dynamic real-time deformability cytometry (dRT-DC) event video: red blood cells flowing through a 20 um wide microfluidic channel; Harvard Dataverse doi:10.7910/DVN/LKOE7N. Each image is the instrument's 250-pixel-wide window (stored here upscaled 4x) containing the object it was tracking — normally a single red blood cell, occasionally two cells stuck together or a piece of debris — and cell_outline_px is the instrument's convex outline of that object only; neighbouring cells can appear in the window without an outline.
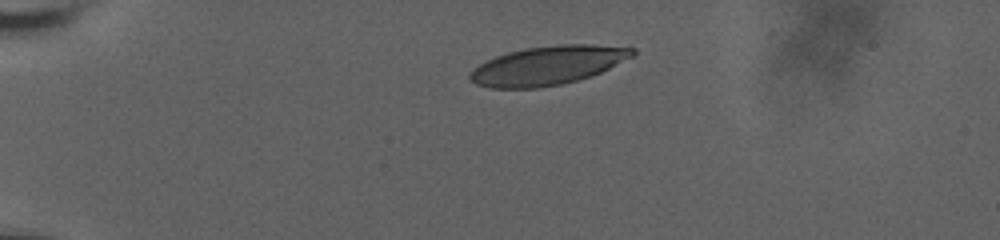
{"species": "human", "species_latin": "Homo sapiens", "temperature_condition": "room temperature", "stored_images_in_passage": 32, "camera_frame_rate_fps": 3000, "um_per_image_px": 0.085, "donor": {"sex": "male"}, "frame": {"image": 1, "passage_image": 1, "time_ms": 0.0, "image_size_px": [1000, 240], "cell_outline_px": [[636, 52], [632, 56], [600, 72], [576, 80], [560, 84], [536, 88], [488, 88], [476, 84], [468, 80], [468, 72], [472, 68], [496, 56], [508, 52], [524, 48], [560, 44], [592, 44], [636, 48]], "centroid_in_image_um": [46.5, 5.56], "position_along_channel_um": 38.5, "area_um2": 36.65}}
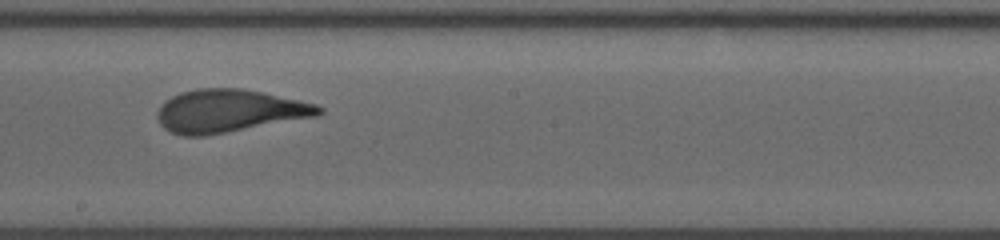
{"frame": {"image": 2, "passage_image": 18, "time_ms": 7.0, "image_size_px": [1000, 240], "cell_outline_px": [[324, 112], [316, 116], [204, 136], [184, 136], [172, 132], [164, 128], [160, 124], [156, 112], [164, 100], [180, 92], [196, 88], [244, 88], [264, 92], [316, 104], [324, 108]], "centroid_in_image_um": [19.45, 9.41], "position_along_channel_um": 228.7, "area_um2": 40.29}}
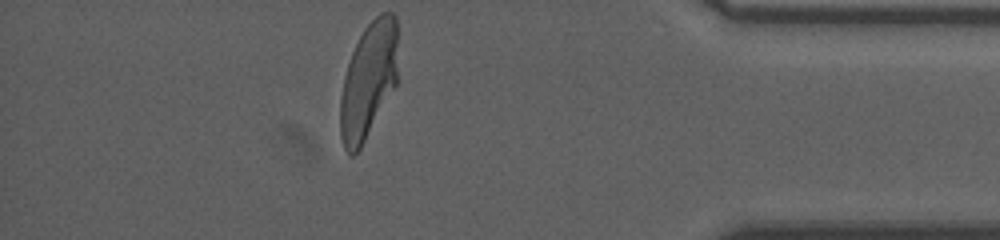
{"frame": {"image": 3, "passage_image": 32, "time_ms": 12.667, "image_size_px": [1000, 240], "cell_outline_px": [[396, 84], [360, 148], [352, 156], [348, 156], [344, 148], [340, 136], [340, 96], [344, 76], [352, 52], [364, 28], [380, 12], [392, 12], [396, 16]], "centroid_in_image_um": [31.28, 6.85], "position_along_channel_um": 403.9, "area_um2": 38.55}, "authors_computed_cell_mechanics": {"area_um2": 39.7375, "velocity_mm_per_s": 3.6333, "shape_relaxation_time_tau1_ms": 6.0579, "shape_relaxation_time_tau2_ms": 0.885, "deformation_change_tau1": 0.2333, "deformation_change_tau2": 0.0911}}